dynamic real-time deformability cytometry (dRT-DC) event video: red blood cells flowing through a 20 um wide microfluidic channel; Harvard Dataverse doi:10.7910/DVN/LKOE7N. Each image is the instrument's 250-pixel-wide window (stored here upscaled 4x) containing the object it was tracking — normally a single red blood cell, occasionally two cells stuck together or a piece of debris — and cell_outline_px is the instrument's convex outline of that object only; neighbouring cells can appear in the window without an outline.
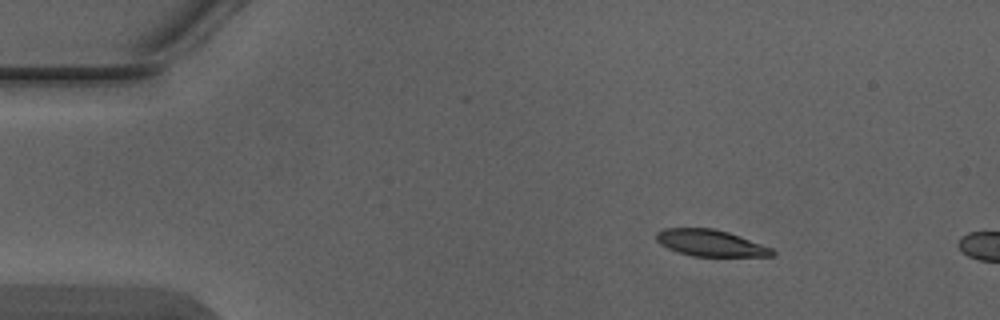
{"species": "Egyptian fruit bat (a non-hibernating species)", "species_latin": "Rousettus aegyptiacus", "temperature_condition": "warm", "stored_images_in_passage": 2, "camera_frame_rate_fps": 3000, "um_per_image_px": 0.085, "animal": {"sex": "male"}, "frame": {"image": 1, "passage_image": 1, "time_ms": 0.0, "image_size_px": [1000, 320], "cell_outline_px": [[776, 256], [692, 256], [668, 248], [660, 244], [656, 240], [656, 232], [664, 228], [712, 228], [728, 232], [740, 236], [772, 248], [776, 252]], "centroid_in_image_um": [60.4, 20.65], "position_along_channel_um": 24.6, "area_um2": 17.86}}